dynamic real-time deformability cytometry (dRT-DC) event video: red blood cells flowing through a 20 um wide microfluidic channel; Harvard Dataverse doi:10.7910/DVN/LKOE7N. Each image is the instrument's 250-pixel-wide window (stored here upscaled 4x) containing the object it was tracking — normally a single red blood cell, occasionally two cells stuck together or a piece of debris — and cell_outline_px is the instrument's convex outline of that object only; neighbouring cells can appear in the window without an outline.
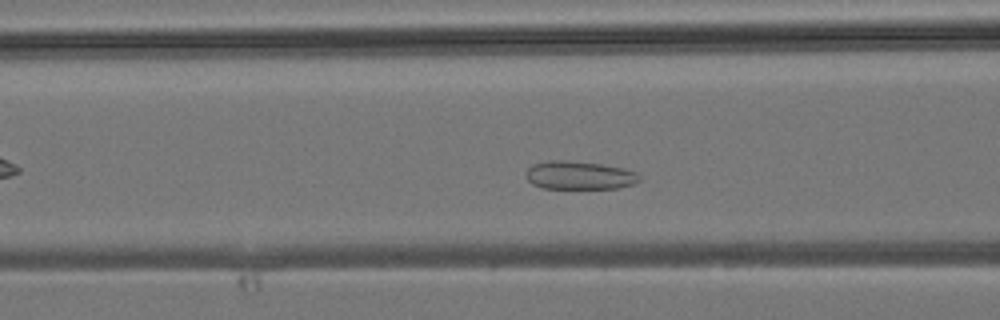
{"species": "common noctule bat (a hibernating species)", "species_latin": "Nyctalus noctula", "temperature_condition": "room temperature", "stored_images_in_passage": 23, "camera_frame_rate_fps": 3000, "um_per_image_px": 0.085, "animal": {"sex": "male", "body_mass_g": 19.2, "forearm_length_mm": 51.8}, "frame": {"image": 1, "passage_image": 6, "time_ms": 1.667, "image_size_px": [1000, 320], "cell_outline_px": [[640, 180], [632, 184], [616, 188], [540, 188], [532, 184], [528, 180], [528, 168], [532, 164], [548, 160], [564, 160], [600, 164], [624, 168], [636, 172], [640, 176]], "centroid_in_image_um": [49.24, 14.9], "position_along_channel_um": 117.4, "area_um2": 18.55}}
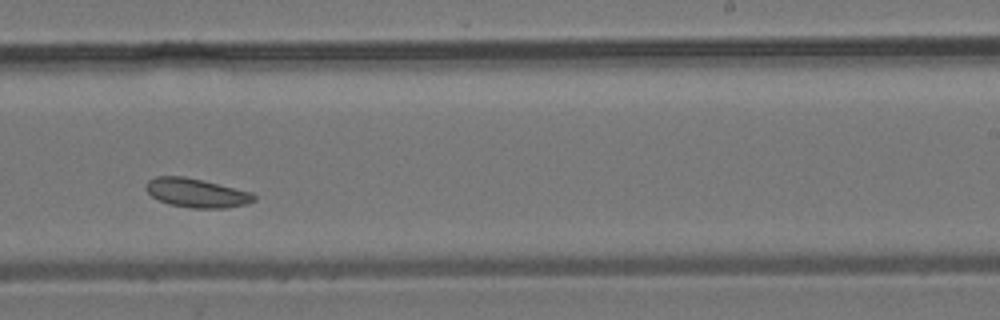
{"frame": {"image": 2, "passage_image": 16, "time_ms": 5.0, "image_size_px": [1000, 320], "cell_outline_px": [[256, 200], [248, 204], [224, 208], [188, 208], [168, 204], [156, 200], [144, 188], [148, 180], [156, 176], [184, 176], [252, 192], [256, 196]], "centroid_in_image_um": [16.69, 16.41], "position_along_channel_um": 272.3, "area_um2": 18.38}}
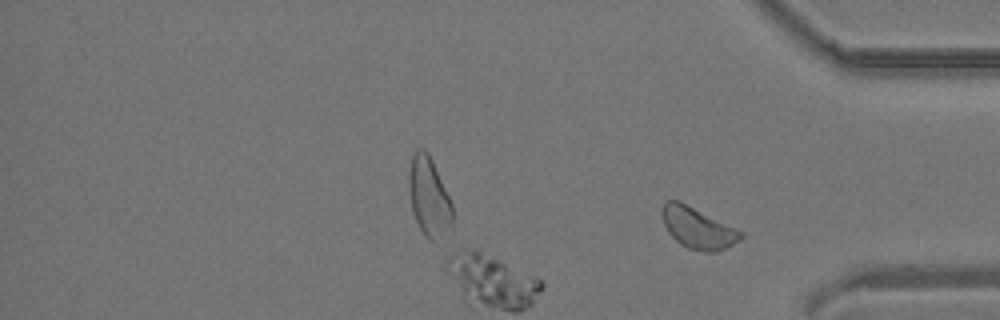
{"frame": {"image": 3, "passage_image": 23, "time_ms": 7.333, "image_size_px": [1000, 320], "cell_outline_px": [[744, 236], [740, 240], [716, 252], [704, 252], [688, 248], [680, 244], [668, 232], [660, 216], [660, 212], [664, 204], [668, 200], [680, 200], [744, 232]], "centroid_in_image_um": [59.3, 19.36], "position_along_channel_um": 375.9, "area_um2": 19.02}}